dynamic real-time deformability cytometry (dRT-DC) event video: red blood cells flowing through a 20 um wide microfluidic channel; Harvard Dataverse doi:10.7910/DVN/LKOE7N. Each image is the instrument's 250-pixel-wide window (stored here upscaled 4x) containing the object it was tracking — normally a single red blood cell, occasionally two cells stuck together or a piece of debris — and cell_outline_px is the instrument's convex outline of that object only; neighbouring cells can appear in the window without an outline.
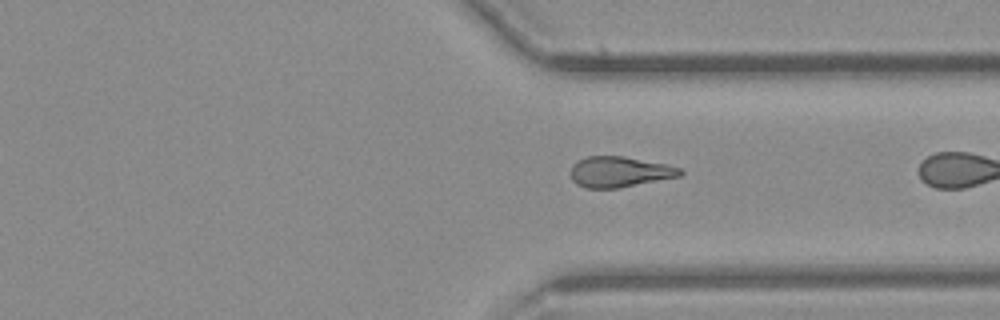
{"species": "common noctule bat (a hibernating species)", "species_latin": "Nyctalus noctula", "temperature_condition": "cold", "stored_images_in_passage": 38, "camera_frame_rate_fps": 3000, "um_per_image_px": 0.085, "animal": {"sex": "female", "body_mass_g": 21.9}, "frame": {"image": 1, "passage_image": 37, "time_ms": 12.0, "image_size_px": [1000, 320], "cell_outline_px": [[684, 172], [680, 176], [620, 188], [584, 188], [576, 184], [572, 180], [568, 172], [572, 164], [576, 160], [588, 156], [624, 156], [664, 164], [680, 168]], "centroid_in_image_um": [52.58, 14.61], "position_along_channel_um": 358.8, "area_um2": 19.77}}